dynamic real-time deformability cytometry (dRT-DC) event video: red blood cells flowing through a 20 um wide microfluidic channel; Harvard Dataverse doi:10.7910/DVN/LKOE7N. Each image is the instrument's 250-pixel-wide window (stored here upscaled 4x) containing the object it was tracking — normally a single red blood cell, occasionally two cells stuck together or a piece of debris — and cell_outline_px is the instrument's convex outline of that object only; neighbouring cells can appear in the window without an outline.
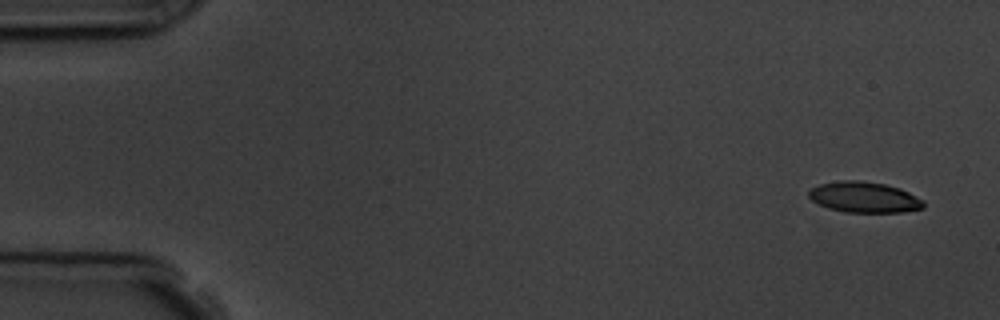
{"species": "common noctule bat (a hibernating species)", "species_latin": "Nyctalus noctula", "temperature_condition": "room temperature", "stored_images_in_passage": 6, "segment_of_instrument_passage": [1, 2], "camera_frame_rate_fps": 3000, "um_per_image_px": 0.085, "animal": {"sex": "male", "body_mass_g": 19.5, "forearm_length_mm": 54.6}, "frame": {"image": 1, "passage_image": 1, "time_ms": 0.0, "image_size_px": [1000, 320], "cell_outline_px": [[924, 208], [900, 212], [844, 212], [828, 208], [812, 200], [808, 196], [808, 192], [812, 188], [820, 184], [840, 180], [860, 180], [884, 184], [900, 188], [924, 200]], "centroid_in_image_um": [73.46, 16.76], "position_along_channel_um": 11.5, "area_um2": 20.52}}